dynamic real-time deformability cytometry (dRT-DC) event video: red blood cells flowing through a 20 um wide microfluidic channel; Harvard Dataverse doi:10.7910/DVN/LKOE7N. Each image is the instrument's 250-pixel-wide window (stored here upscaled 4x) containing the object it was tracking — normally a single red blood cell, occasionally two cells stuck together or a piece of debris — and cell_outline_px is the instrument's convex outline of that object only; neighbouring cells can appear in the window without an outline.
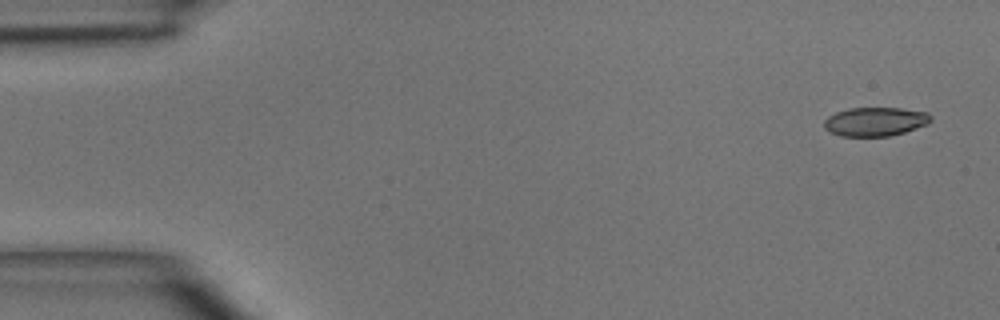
{"species": "common noctule bat (a hibernating species)", "species_latin": "Nyctalus noctula", "temperature_condition": "room temperature", "stored_images_in_passage": 4, "camera_frame_rate_fps": 3000, "um_per_image_px": 0.085, "animal": {"sex": "male", "body_mass_g": 15.6}, "frame": {"image": 1, "passage_image": 1, "time_ms": 0.0, "image_size_px": [1000, 320], "cell_outline_px": [[932, 120], [928, 124], [904, 132], [888, 136], [840, 136], [828, 132], [824, 128], [824, 120], [828, 116], [836, 112], [848, 108], [900, 108], [928, 112], [932, 116]], "centroid_in_image_um": [74.39, 10.33], "position_along_channel_um": 10.6, "area_um2": 18.09}}
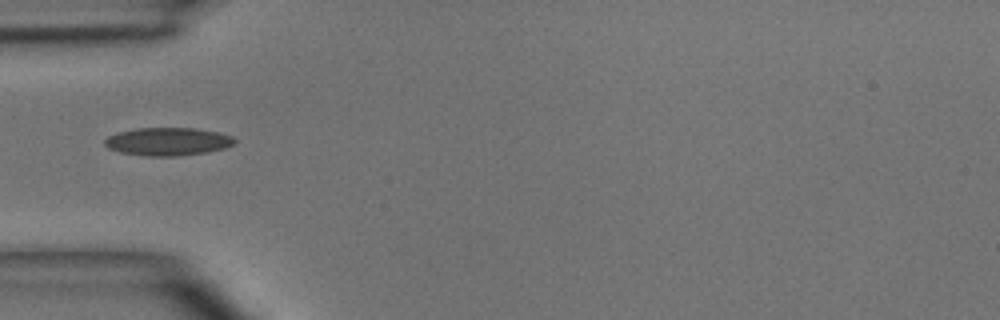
{"frame": {"image": 2, "passage_image": 4, "time_ms": 4.333, "image_size_px": [1000, 320], "cell_outline_px": [[236, 144], [224, 148], [208, 152], [176, 156], [144, 156], [120, 152], [108, 148], [104, 144], [104, 140], [108, 136], [116, 132], [136, 128], [196, 128], [220, 132], [232, 136], [236, 140]], "centroid_in_image_um": [14.27, 12.03], "position_along_channel_um": 70.7, "area_um2": 21.44}}